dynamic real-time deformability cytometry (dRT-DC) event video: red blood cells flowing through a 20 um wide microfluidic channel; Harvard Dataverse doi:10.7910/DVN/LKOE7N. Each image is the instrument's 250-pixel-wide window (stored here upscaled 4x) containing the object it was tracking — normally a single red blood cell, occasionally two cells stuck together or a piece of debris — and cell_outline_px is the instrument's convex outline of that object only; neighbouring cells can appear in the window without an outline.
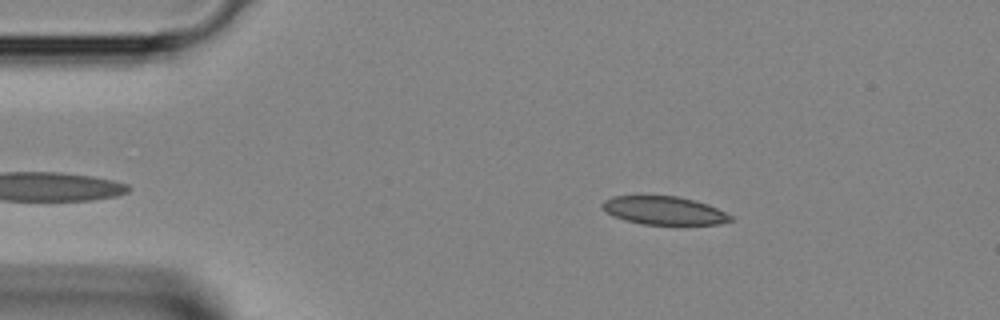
{"species": "Egyptian fruit bat (a non-hibernating species)", "species_latin": "Rousettus aegyptiacus", "temperature_condition": "room temperature", "stored_images_in_passage": 32, "camera_frame_rate_fps": 3000, "um_per_image_px": 0.085, "animal": {"sex": "female"}, "frame": {"image": 1, "passage_image": 3, "time_ms": 0.667, "image_size_px": [1000, 320], "cell_outline_px": [[732, 220], [720, 224], [640, 224], [624, 220], [612, 216], [600, 204], [604, 200], [612, 196], [676, 196], [696, 200], [708, 204], [732, 216]], "centroid_in_image_um": [56.42, 17.89], "position_along_channel_um": 28.6, "area_um2": 21.04}}
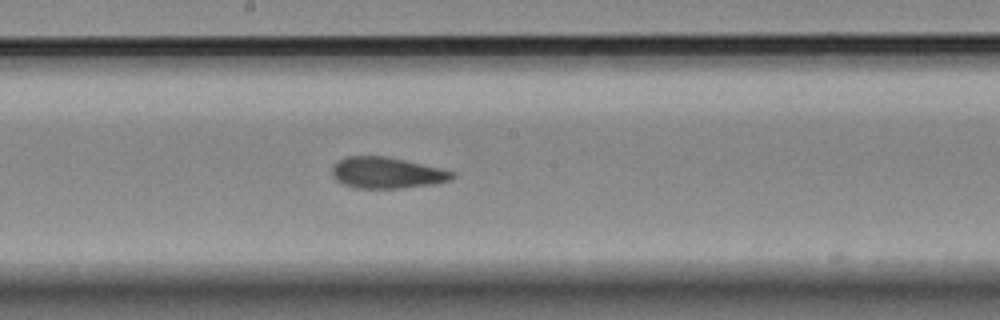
{"frame": {"image": 2, "passage_image": 18, "time_ms": 5.667, "image_size_px": [1000, 320], "cell_outline_px": [[456, 176], [452, 180], [436, 184], [400, 188], [356, 188], [344, 184], [336, 180], [332, 176], [332, 164], [348, 156], [384, 156], [404, 160], [440, 168], [452, 172]], "centroid_in_image_um": [32.87, 14.7], "position_along_channel_um": 215.3, "area_um2": 21.79}}
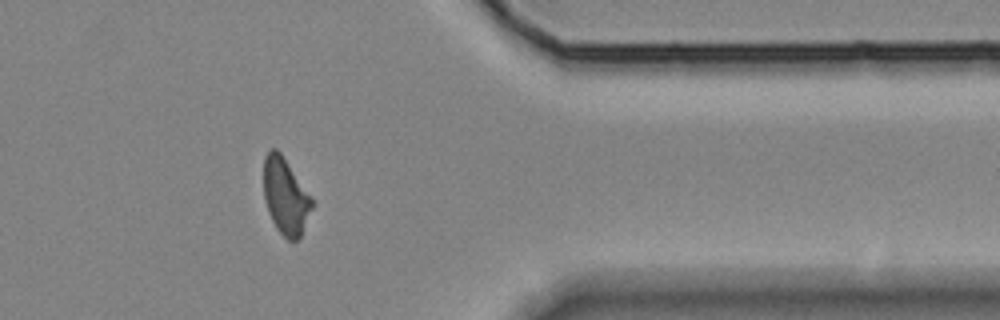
{"frame": {"image": 3, "passage_image": 30, "time_ms": 9.667, "image_size_px": [1000, 320], "cell_outline_px": [[312, 208], [300, 236], [296, 240], [288, 240], [276, 228], [268, 212], [264, 200], [264, 156], [272, 148], [276, 148], [280, 152], [312, 196]], "centroid_in_image_um": [24.26, 16.66], "position_along_channel_um": 387.1, "area_um2": 21.33}}